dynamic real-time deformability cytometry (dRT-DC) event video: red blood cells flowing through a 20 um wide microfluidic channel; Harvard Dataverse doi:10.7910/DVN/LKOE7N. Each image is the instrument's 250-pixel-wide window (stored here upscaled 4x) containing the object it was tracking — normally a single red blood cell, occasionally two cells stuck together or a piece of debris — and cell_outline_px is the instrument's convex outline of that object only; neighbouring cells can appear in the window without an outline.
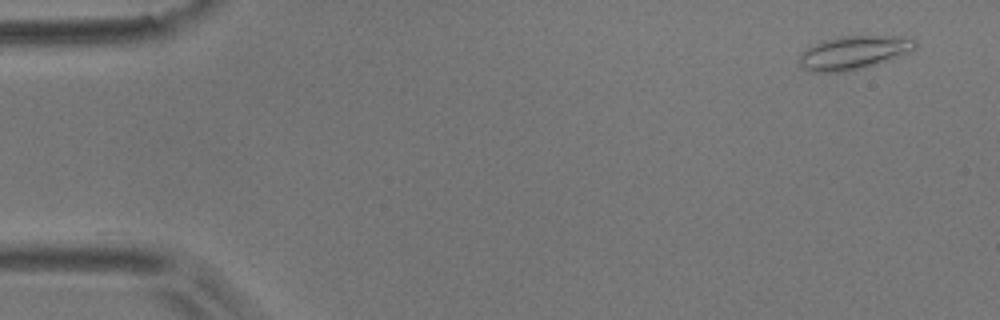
{"species": "common noctule bat (a hibernating species)", "species_latin": "Nyctalus noctula", "temperature_condition": "room temperature", "stored_images_in_passage": 33, "camera_frame_rate_fps": 3000, "um_per_image_px": 0.085, "animal": {"sex": "male", "body_mass_g": 17.9}, "frame": {"image": 1, "passage_image": 1, "time_ms": 0.0, "image_size_px": [1000, 320], "cell_outline_px": [[916, 48], [876, 64], [844, 72], [812, 72], [804, 68], [800, 64], [800, 52], [824, 40], [836, 36], [896, 36], [916, 40]], "centroid_in_image_um": [72.52, 4.46], "position_along_channel_um": 12.5, "area_um2": 22.14}}
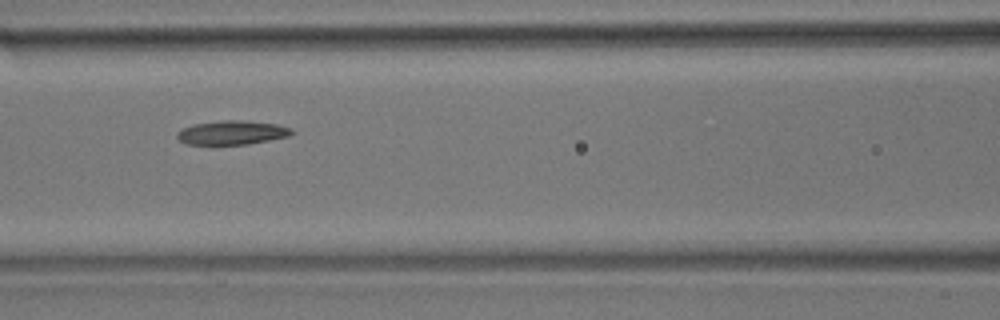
{"frame": {"image": 2, "passage_image": 21, "time_ms": 6.667, "image_size_px": [1000, 320], "cell_outline_px": [[296, 132], [288, 136], [248, 144], [184, 144], [176, 136], [176, 132], [192, 124], [220, 120], [244, 120], [276, 124], [292, 128]], "centroid_in_image_um": [19.72, 11.26], "position_along_channel_um": 146.9, "area_um2": 16.07}}
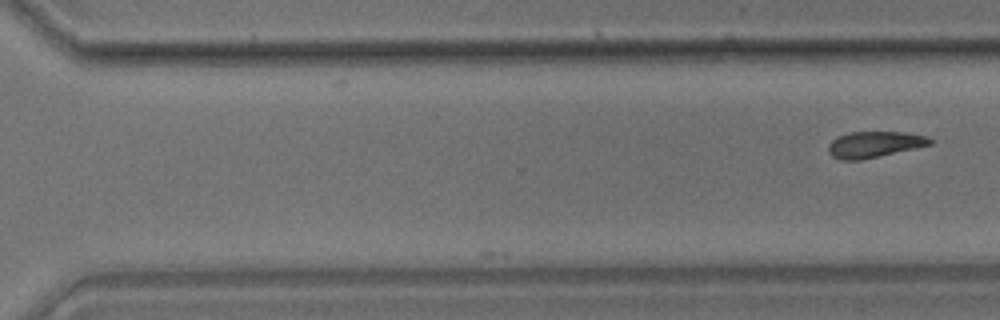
{"frame": {"image": 3, "passage_image": 33, "time_ms": 10.667, "image_size_px": [1000, 320], "cell_outline_px": [[932, 144], [916, 148], [860, 160], [840, 160], [832, 156], [828, 152], [828, 144], [836, 136], [848, 132], [904, 132], [928, 136], [932, 140]], "centroid_in_image_um": [74.29, 12.27], "position_along_channel_um": 296.3, "area_um2": 15.55}}